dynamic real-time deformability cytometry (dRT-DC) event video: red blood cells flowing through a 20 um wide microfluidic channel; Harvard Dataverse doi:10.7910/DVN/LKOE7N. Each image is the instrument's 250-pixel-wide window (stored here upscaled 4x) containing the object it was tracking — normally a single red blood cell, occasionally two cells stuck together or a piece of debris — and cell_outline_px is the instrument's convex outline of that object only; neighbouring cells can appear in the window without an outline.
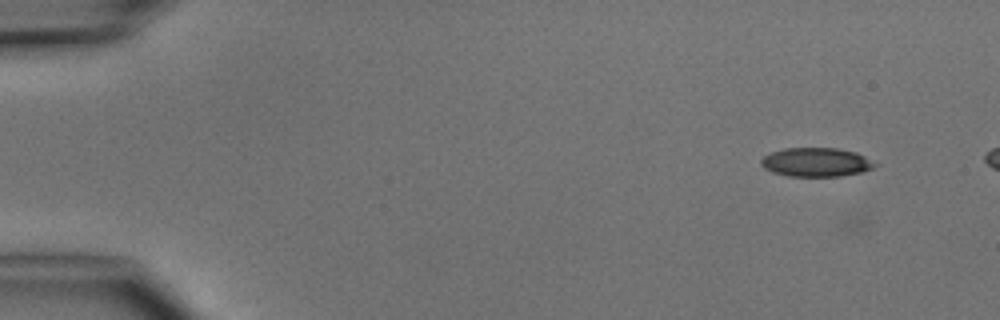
{"species": "common noctule bat (a hibernating species)", "species_latin": "Nyctalus noctula", "temperature_condition": "cold", "stored_images_in_passage": 4, "camera_frame_rate_fps": 3000, "um_per_image_px": 0.085, "animal": {"sex": "male", "body_mass_g": 15.6}, "frame": {"image": 1, "passage_image": 1, "time_ms": 0.0, "image_size_px": [1000, 320], "cell_outline_px": [[880, 164], [872, 168], [860, 172], [840, 176], [788, 176], [772, 172], [764, 168], [760, 164], [760, 160], [764, 156], [772, 152], [784, 148], [836, 148], [856, 152]], "centroid_in_image_um": [69.37, 13.78], "position_along_channel_um": 15.6, "area_um2": 19.19}}